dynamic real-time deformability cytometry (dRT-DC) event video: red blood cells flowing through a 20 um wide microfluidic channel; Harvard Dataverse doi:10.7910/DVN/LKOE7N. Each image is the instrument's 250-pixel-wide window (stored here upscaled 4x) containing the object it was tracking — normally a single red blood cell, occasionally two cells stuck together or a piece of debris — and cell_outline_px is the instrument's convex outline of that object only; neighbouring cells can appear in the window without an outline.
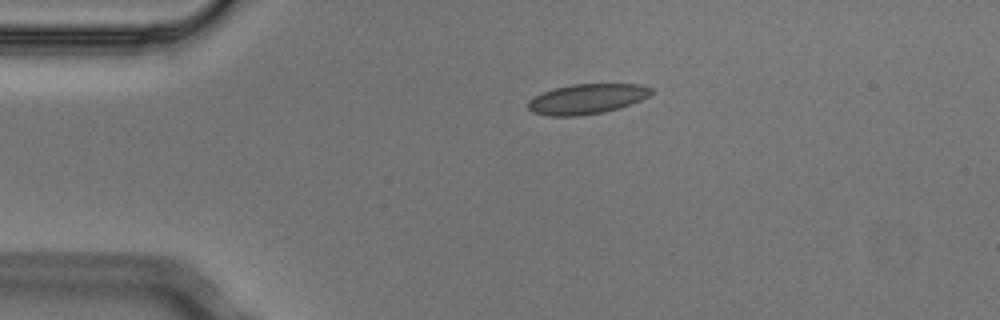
{"species": "Egyptian fruit bat (a non-hibernating species)", "species_latin": "Rousettus aegyptiacus", "temperature_condition": "cold", "stored_images_in_passage": 3, "camera_frame_rate_fps": 3000, "um_per_image_px": 0.085, "animal": {"sex": "male"}, "frame": {"image": 1, "passage_image": 2, "time_ms": 0.333, "image_size_px": [1000, 320], "cell_outline_px": [[652, 92], [648, 96], [640, 100], [620, 108], [604, 112], [580, 116], [548, 116], [532, 112], [528, 108], [528, 100], [544, 92], [556, 88], [572, 84], [640, 84], [652, 88]], "centroid_in_image_um": [49.88, 8.42], "position_along_channel_um": 35.1, "area_um2": 21.5}}